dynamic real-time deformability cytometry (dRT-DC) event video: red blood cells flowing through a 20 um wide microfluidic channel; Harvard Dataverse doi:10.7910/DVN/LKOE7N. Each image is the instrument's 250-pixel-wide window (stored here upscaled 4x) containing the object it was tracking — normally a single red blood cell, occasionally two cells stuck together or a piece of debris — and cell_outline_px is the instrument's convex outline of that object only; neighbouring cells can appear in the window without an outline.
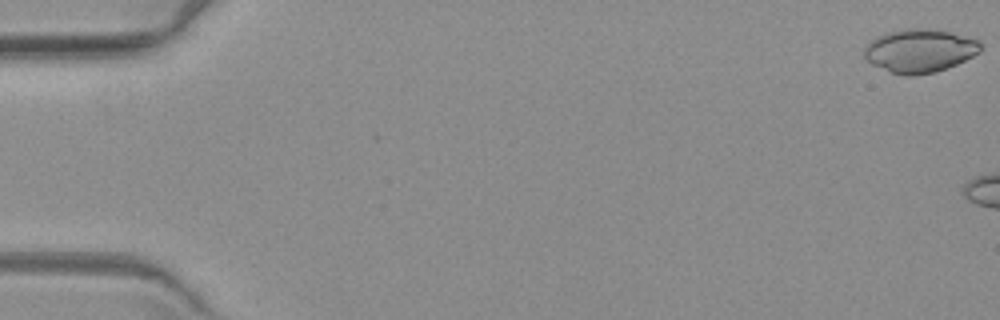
{"species": "common noctule bat (a hibernating species)", "species_latin": "Nyctalus noctula", "temperature_condition": "warm", "stored_images_in_passage": 3, "camera_frame_rate_fps": 3000, "um_per_image_px": 0.085, "animal": {"sex": "female", "body_mass_g": 19.3, "forearm_length_mm": 54.1}, "frame": {"image": 1, "passage_image": 1, "time_ms": 0.0, "image_size_px": [1000, 320], "cell_outline_px": [[980, 52], [956, 64], [936, 72], [912, 76], [904, 76], [888, 72], [872, 64], [864, 56], [864, 48], [868, 40], [876, 36], [888, 32], [904, 28], [936, 28], [976, 40], [980, 44]], "centroid_in_image_um": [78.1, 4.31], "position_along_channel_um": 6.9, "area_um2": 29.59}}